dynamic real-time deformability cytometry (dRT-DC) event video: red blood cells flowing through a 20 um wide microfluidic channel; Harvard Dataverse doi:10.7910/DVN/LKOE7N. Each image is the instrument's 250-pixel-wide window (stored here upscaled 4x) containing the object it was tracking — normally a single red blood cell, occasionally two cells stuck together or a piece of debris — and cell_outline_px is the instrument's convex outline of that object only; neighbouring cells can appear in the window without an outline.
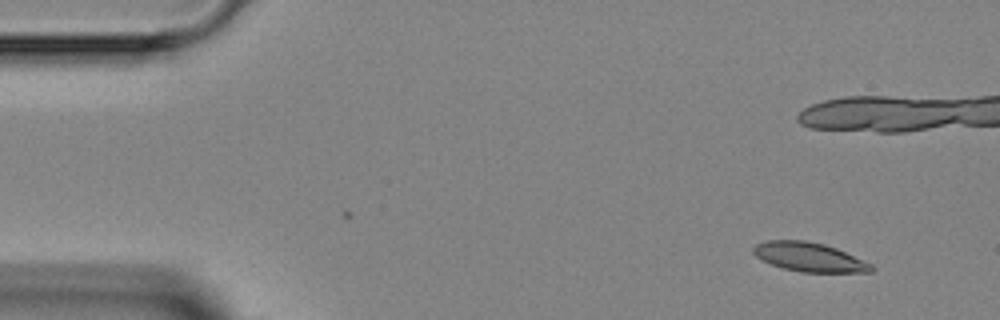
{"species": "Egyptian fruit bat (a non-hibernating species)", "species_latin": "Rousettus aegyptiacus", "temperature_condition": "room temperature", "stored_images_in_passage": 7, "camera_frame_rate_fps": 3000, "um_per_image_px": 0.085, "animal": {"sex": "female"}, "frame": {"image": 1, "passage_image": 1, "time_ms": 0.0, "image_size_px": [1000, 320], "cell_outline_px": [[876, 268], [872, 272], [800, 272], [784, 268], [760, 260], [752, 252], [752, 248], [756, 244], [768, 240], [804, 240], [824, 244], [836, 248], [872, 264]], "centroid_in_image_um": [68.78, 21.85], "position_along_channel_um": 16.2, "area_um2": 20.0}}
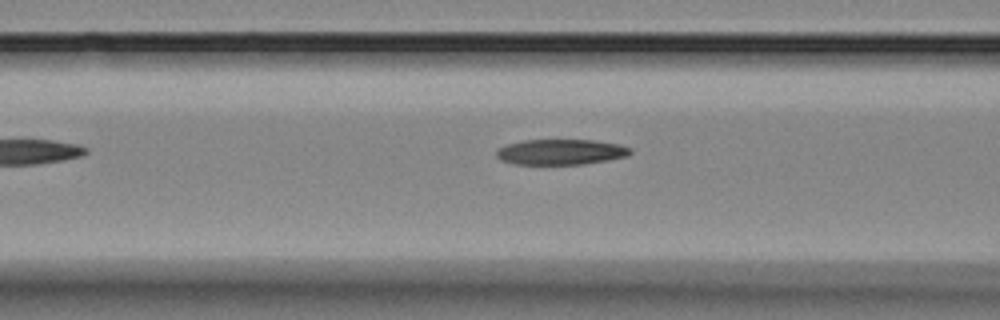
{"frame": {"image": 2, "passage_image": 7, "time_ms": 7.0, "image_size_px": [1000, 320], "cell_outline_px": [[632, 152], [628, 156], [608, 160], [584, 164], [512, 164], [500, 160], [496, 156], [496, 148], [508, 144], [524, 140], [592, 140], [616, 144], [632, 148]], "centroid_in_image_um": [47.64, 12.92], "position_along_channel_um": 119.0, "area_um2": 19.94}}